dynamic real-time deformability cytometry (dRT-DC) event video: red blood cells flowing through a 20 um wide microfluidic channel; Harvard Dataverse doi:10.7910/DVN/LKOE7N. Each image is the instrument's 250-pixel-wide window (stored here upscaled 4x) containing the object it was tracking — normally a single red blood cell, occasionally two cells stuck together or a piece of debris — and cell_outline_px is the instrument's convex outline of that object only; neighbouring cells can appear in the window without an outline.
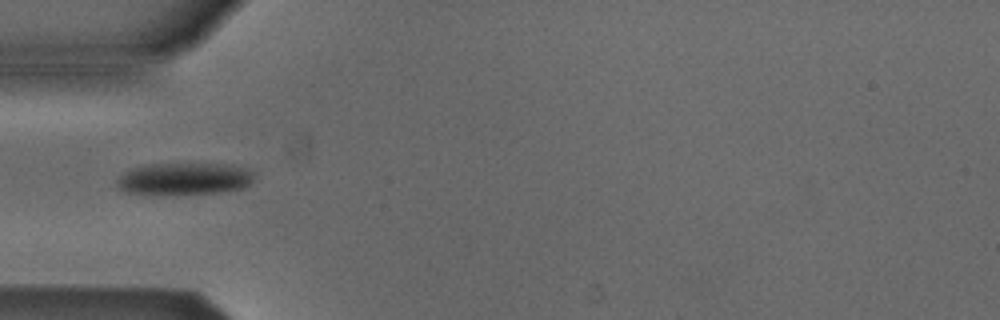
{"species": "Egyptian fruit bat (a non-hibernating species)", "species_latin": "Rousettus aegyptiacus", "temperature_condition": "cold", "stored_images_in_passage": 4, "camera_frame_rate_fps": 3000, "um_per_image_px": 0.085, "animal": {"sex": "male"}, "frame": {"image": 1, "passage_image": 4, "time_ms": 1.0, "image_size_px": [1000, 320], "cell_outline_px": [[252, 180], [244, 188], [220, 192], [124, 192], [116, 184], [116, 180], [120, 176], [136, 168], [148, 164], [224, 164], [248, 168], [252, 172]], "centroid_in_image_um": [15.72, 15.16], "position_along_channel_um": 69.3, "area_um2": 24.45}}